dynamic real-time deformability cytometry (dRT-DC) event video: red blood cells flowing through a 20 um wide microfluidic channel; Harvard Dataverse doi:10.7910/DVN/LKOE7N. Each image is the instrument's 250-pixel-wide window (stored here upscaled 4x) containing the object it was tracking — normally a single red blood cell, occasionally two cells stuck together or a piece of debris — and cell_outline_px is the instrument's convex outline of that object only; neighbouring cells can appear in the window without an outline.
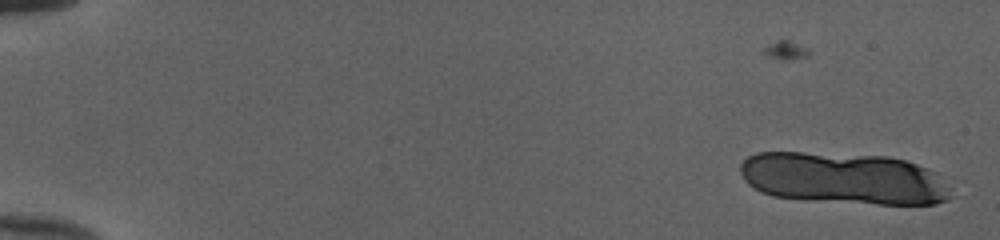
{"species": "human", "species_latin": "Homo sapiens", "temperature_condition": "cold", "stored_images_in_passage": 15, "camera_frame_rate_fps": 3000, "um_per_image_px": 0.085, "donor": {"sex": "female"}, "frame": {"image": 1, "passage_image": 1, "time_ms": 0.0, "image_size_px": [1000, 240], "cell_outline_px": [[956, 196], [948, 200], [936, 204], [876, 204], [808, 200], [772, 196], [760, 192], [752, 188], [744, 180], [740, 172], [740, 164], [748, 156], [756, 152], [804, 152], [888, 156], [904, 160], [916, 164], [936, 172], [952, 188]], "centroid_in_image_um": [71.74, 15.17], "position_along_channel_um": 13.3, "area_um2": 64.39}}